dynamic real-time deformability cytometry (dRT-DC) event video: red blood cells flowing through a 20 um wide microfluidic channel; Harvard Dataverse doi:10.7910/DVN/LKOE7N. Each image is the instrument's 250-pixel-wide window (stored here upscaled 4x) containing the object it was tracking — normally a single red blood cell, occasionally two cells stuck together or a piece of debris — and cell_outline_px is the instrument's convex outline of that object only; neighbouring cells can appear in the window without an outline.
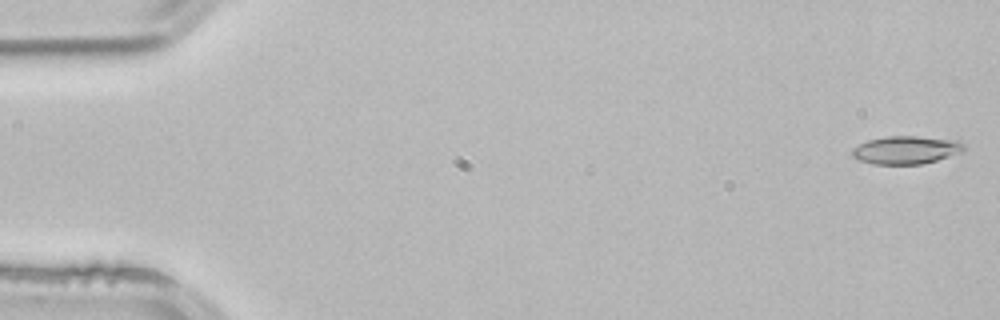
{"species": "common noctule bat (a hibernating species)", "species_latin": "Nyctalus noctula", "temperature_condition": "room temperature", "stored_images_in_passage": 4, "camera_frame_rate_fps": 3000, "um_per_image_px": 0.085, "animal": {"sex": "male", "body_mass_g": 21.5, "forearm_length_mm": 52.0}, "frame": {"image": 1, "passage_image": 1, "time_ms": 0.0, "image_size_px": [1000, 320], "cell_outline_px": [[964, 152], [936, 160], [920, 164], [872, 164], [860, 160], [852, 156], [852, 148], [868, 140], [888, 136], [916, 136], [960, 140], [964, 144]], "centroid_in_image_um": [77.04, 12.74], "position_along_channel_um": 8.0, "area_um2": 18.26}}
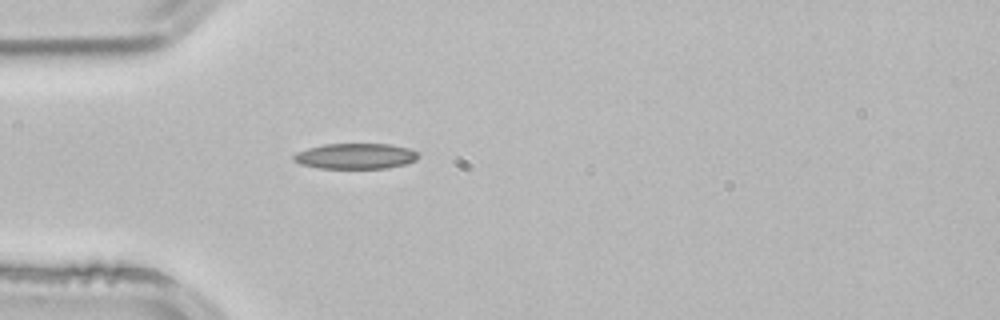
{"frame": {"image": 2, "passage_image": 4, "time_ms": 1.0, "image_size_px": [1000, 320], "cell_outline_px": [[420, 156], [416, 160], [404, 164], [388, 168], [320, 168], [300, 164], [292, 160], [292, 156], [296, 152], [308, 148], [324, 144], [388, 144], [408, 148], [416, 152]], "centroid_in_image_um": [30.19, 13.27], "position_along_channel_um": 54.8, "area_um2": 18.55}}